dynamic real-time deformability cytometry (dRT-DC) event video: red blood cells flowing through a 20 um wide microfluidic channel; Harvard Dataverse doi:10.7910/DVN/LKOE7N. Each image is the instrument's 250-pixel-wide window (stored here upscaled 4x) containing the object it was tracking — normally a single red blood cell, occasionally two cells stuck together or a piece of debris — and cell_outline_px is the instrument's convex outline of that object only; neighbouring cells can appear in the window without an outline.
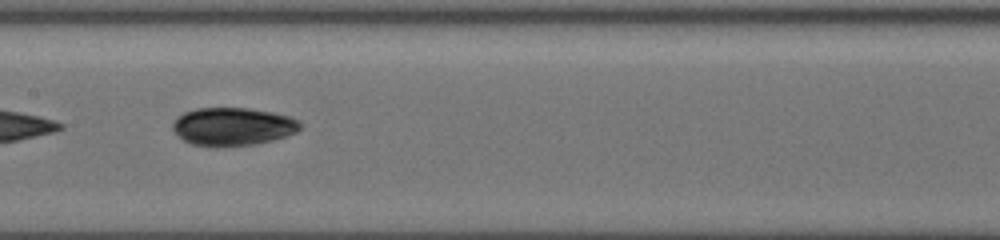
{"species": "common noctule bat (a hibernating species)", "species_latin": "Nyctalus noctula", "temperature_condition": "cold", "stored_images_in_passage": 25, "camera_frame_rate_fps": 3000, "um_per_image_px": 0.085, "animal": {"sex": "female", "body_mass_g": 19.5, "forearm_length_mm": 54.1}, "frame": {"image": 1, "passage_image": 13, "time_ms": 4.0, "image_size_px": [1000, 240], "cell_outline_px": [[304, 124], [296, 132], [272, 140], [256, 144], [192, 144], [176, 136], [172, 128], [172, 124], [176, 116], [184, 112], [196, 108], [248, 108], [272, 112], [292, 116]], "centroid_in_image_um": [19.8, 10.71], "position_along_channel_um": 187.6, "area_um2": 27.86}}
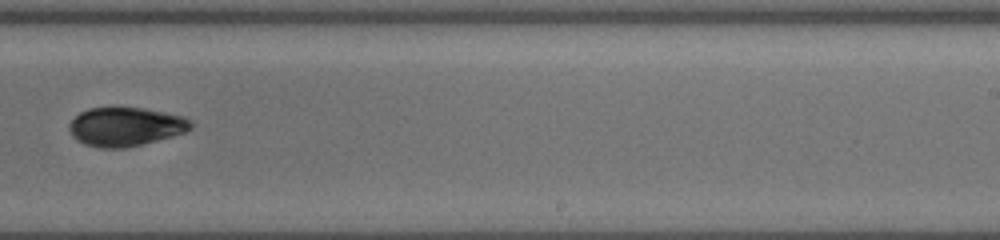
{"frame": {"image": 2, "passage_image": 19, "time_ms": 6.0, "image_size_px": [1000, 240], "cell_outline_px": [[192, 128], [184, 132], [172, 136], [128, 148], [100, 148], [84, 144], [76, 140], [72, 136], [68, 128], [68, 124], [80, 112], [88, 108], [112, 104], [144, 108], [184, 116], [192, 120]], "centroid_in_image_um": [10.64, 10.73], "position_along_channel_um": 278.4, "area_um2": 28.44}}
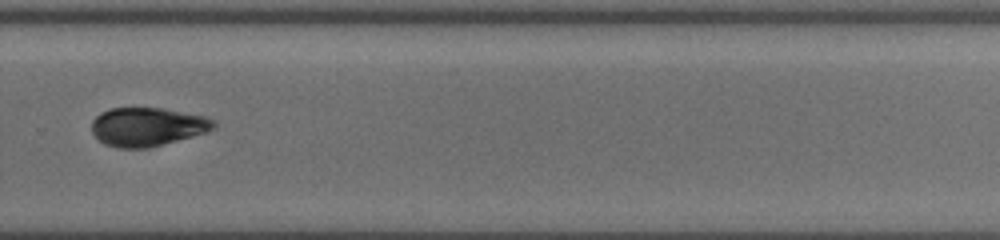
{"frame": {"image": 3, "passage_image": 22, "time_ms": 7.0, "image_size_px": [1000, 240], "cell_outline_px": [[216, 128], [204, 132], [148, 148], [116, 148], [104, 144], [92, 132], [92, 120], [100, 112], [108, 108], [160, 108], [204, 116], [216, 120]], "centroid_in_image_um": [12.49, 10.77], "position_along_channel_um": 317.3, "area_um2": 27.28}}